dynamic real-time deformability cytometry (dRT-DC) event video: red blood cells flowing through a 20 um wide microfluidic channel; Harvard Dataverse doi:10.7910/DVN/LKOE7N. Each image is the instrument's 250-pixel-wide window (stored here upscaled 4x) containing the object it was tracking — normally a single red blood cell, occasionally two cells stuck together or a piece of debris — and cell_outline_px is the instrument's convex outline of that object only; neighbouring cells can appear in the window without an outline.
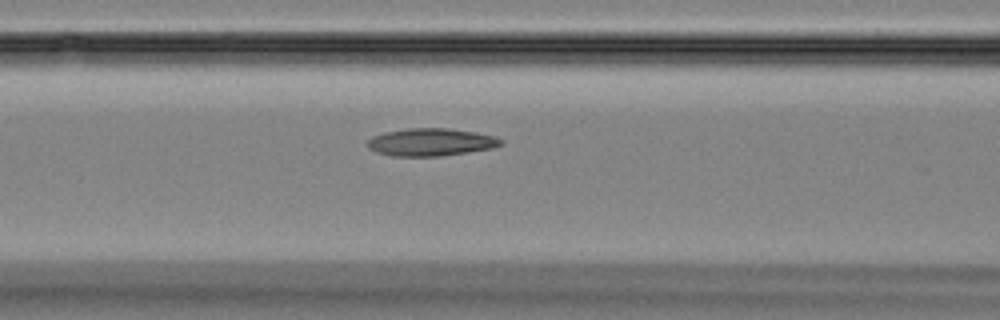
{"species": "Egyptian fruit bat (a non-hibernating species)", "species_latin": "Rousettus aegyptiacus", "temperature_condition": "room temperature", "stored_images_in_passage": 12, "camera_frame_rate_fps": 3000, "um_per_image_px": 0.085, "animal": {"sex": "female"}, "frame": {"image": 1, "passage_image": 7, "time_ms": 2.0, "image_size_px": [1000, 320], "cell_outline_px": [[504, 144], [492, 148], [468, 152], [440, 156], [392, 156], [376, 152], [368, 148], [368, 140], [372, 136], [384, 132], [408, 128], [448, 128], [476, 132], [496, 136], [504, 140]], "centroid_in_image_um": [36.65, 12.08], "position_along_channel_um": 130.0, "area_um2": 21.62}}
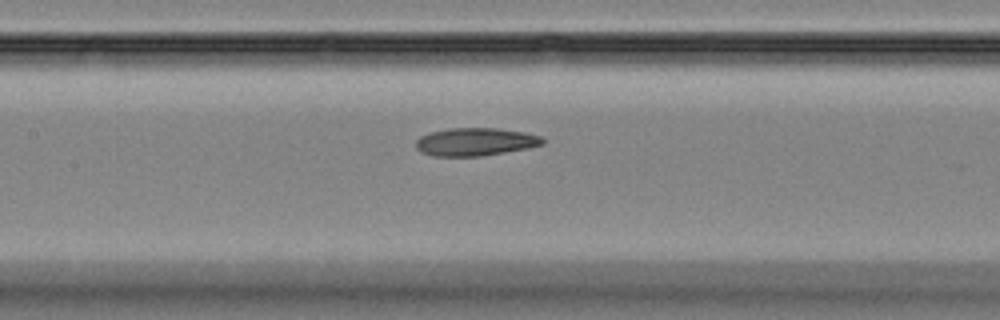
{"frame": {"image": 2, "passage_image": 10, "time_ms": 3.0, "image_size_px": [1000, 320], "cell_outline_px": [[544, 144], [528, 148], [480, 156], [432, 156], [420, 152], [416, 148], [416, 140], [420, 136], [428, 132], [448, 128], [500, 128], [524, 132], [540, 136], [544, 140]], "centroid_in_image_um": [40.37, 12.05], "position_along_channel_um": 167.0, "area_um2": 20.75}}